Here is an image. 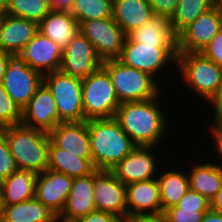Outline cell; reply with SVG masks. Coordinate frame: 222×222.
<instances>
[{"label": "cell", "instance_id": "6da1fadb", "mask_svg": "<svg viewBox=\"0 0 222 222\" xmlns=\"http://www.w3.org/2000/svg\"><path fill=\"white\" fill-rule=\"evenodd\" d=\"M150 100L124 102L119 105L114 118L136 146H154L164 136L166 118L156 104Z\"/></svg>", "mask_w": 222, "mask_h": 222}, {"label": "cell", "instance_id": "7a4b0ae2", "mask_svg": "<svg viewBox=\"0 0 222 222\" xmlns=\"http://www.w3.org/2000/svg\"><path fill=\"white\" fill-rule=\"evenodd\" d=\"M92 163L97 170H112L136 147L113 118L87 120Z\"/></svg>", "mask_w": 222, "mask_h": 222}, {"label": "cell", "instance_id": "3957f363", "mask_svg": "<svg viewBox=\"0 0 222 222\" xmlns=\"http://www.w3.org/2000/svg\"><path fill=\"white\" fill-rule=\"evenodd\" d=\"M9 144L18 169L39 174L47 169L49 134L22 124L0 128Z\"/></svg>", "mask_w": 222, "mask_h": 222}, {"label": "cell", "instance_id": "277c9868", "mask_svg": "<svg viewBox=\"0 0 222 222\" xmlns=\"http://www.w3.org/2000/svg\"><path fill=\"white\" fill-rule=\"evenodd\" d=\"M102 67L111 78L120 104L150 100L159 95L154 77L147 72L125 66L118 59L105 60Z\"/></svg>", "mask_w": 222, "mask_h": 222}, {"label": "cell", "instance_id": "5b68a950", "mask_svg": "<svg viewBox=\"0 0 222 222\" xmlns=\"http://www.w3.org/2000/svg\"><path fill=\"white\" fill-rule=\"evenodd\" d=\"M82 102L85 121L115 116L120 102L111 78L102 66L82 79Z\"/></svg>", "mask_w": 222, "mask_h": 222}, {"label": "cell", "instance_id": "8992f818", "mask_svg": "<svg viewBox=\"0 0 222 222\" xmlns=\"http://www.w3.org/2000/svg\"><path fill=\"white\" fill-rule=\"evenodd\" d=\"M43 83L51 91L61 122L85 121L82 102V79L56 70L43 75Z\"/></svg>", "mask_w": 222, "mask_h": 222}, {"label": "cell", "instance_id": "52a82bcc", "mask_svg": "<svg viewBox=\"0 0 222 222\" xmlns=\"http://www.w3.org/2000/svg\"><path fill=\"white\" fill-rule=\"evenodd\" d=\"M177 65L190 87L210 100L222 80V68L201 53H178Z\"/></svg>", "mask_w": 222, "mask_h": 222}, {"label": "cell", "instance_id": "ba28073f", "mask_svg": "<svg viewBox=\"0 0 222 222\" xmlns=\"http://www.w3.org/2000/svg\"><path fill=\"white\" fill-rule=\"evenodd\" d=\"M43 76L26 64L20 54H10L2 85L11 99L21 108L28 104Z\"/></svg>", "mask_w": 222, "mask_h": 222}, {"label": "cell", "instance_id": "9c48e42d", "mask_svg": "<svg viewBox=\"0 0 222 222\" xmlns=\"http://www.w3.org/2000/svg\"><path fill=\"white\" fill-rule=\"evenodd\" d=\"M79 32L93 44L102 62L118 59L127 37L112 17L82 21L79 23Z\"/></svg>", "mask_w": 222, "mask_h": 222}, {"label": "cell", "instance_id": "30bf717a", "mask_svg": "<svg viewBox=\"0 0 222 222\" xmlns=\"http://www.w3.org/2000/svg\"><path fill=\"white\" fill-rule=\"evenodd\" d=\"M177 56V48H158L156 45L134 42L126 37L118 60L125 66L155 77V73H158L162 66H167L168 61L177 62Z\"/></svg>", "mask_w": 222, "mask_h": 222}, {"label": "cell", "instance_id": "8fae6325", "mask_svg": "<svg viewBox=\"0 0 222 222\" xmlns=\"http://www.w3.org/2000/svg\"><path fill=\"white\" fill-rule=\"evenodd\" d=\"M222 29V10L213 6L177 35L178 53H200Z\"/></svg>", "mask_w": 222, "mask_h": 222}, {"label": "cell", "instance_id": "7c38bea8", "mask_svg": "<svg viewBox=\"0 0 222 222\" xmlns=\"http://www.w3.org/2000/svg\"><path fill=\"white\" fill-rule=\"evenodd\" d=\"M96 210L109 212L127 222L126 185L111 170L93 172Z\"/></svg>", "mask_w": 222, "mask_h": 222}, {"label": "cell", "instance_id": "4fadbf2b", "mask_svg": "<svg viewBox=\"0 0 222 222\" xmlns=\"http://www.w3.org/2000/svg\"><path fill=\"white\" fill-rule=\"evenodd\" d=\"M126 204L127 222L132 219L162 217L160 186L157 178L127 184Z\"/></svg>", "mask_w": 222, "mask_h": 222}, {"label": "cell", "instance_id": "5bb4252c", "mask_svg": "<svg viewBox=\"0 0 222 222\" xmlns=\"http://www.w3.org/2000/svg\"><path fill=\"white\" fill-rule=\"evenodd\" d=\"M102 66L93 44L78 32L63 49L60 70L70 76L86 78Z\"/></svg>", "mask_w": 222, "mask_h": 222}, {"label": "cell", "instance_id": "9a60e30c", "mask_svg": "<svg viewBox=\"0 0 222 222\" xmlns=\"http://www.w3.org/2000/svg\"><path fill=\"white\" fill-rule=\"evenodd\" d=\"M21 124L47 133L59 124L57 104L51 91L43 82L22 109Z\"/></svg>", "mask_w": 222, "mask_h": 222}, {"label": "cell", "instance_id": "2e32d148", "mask_svg": "<svg viewBox=\"0 0 222 222\" xmlns=\"http://www.w3.org/2000/svg\"><path fill=\"white\" fill-rule=\"evenodd\" d=\"M73 178L64 173L46 169L36 176L35 197L59 216L71 191Z\"/></svg>", "mask_w": 222, "mask_h": 222}, {"label": "cell", "instance_id": "e0dca14e", "mask_svg": "<svg viewBox=\"0 0 222 222\" xmlns=\"http://www.w3.org/2000/svg\"><path fill=\"white\" fill-rule=\"evenodd\" d=\"M63 49L38 32L19 53L42 76L60 70Z\"/></svg>", "mask_w": 222, "mask_h": 222}, {"label": "cell", "instance_id": "ac0fdd59", "mask_svg": "<svg viewBox=\"0 0 222 222\" xmlns=\"http://www.w3.org/2000/svg\"><path fill=\"white\" fill-rule=\"evenodd\" d=\"M50 141L59 148L82 159H92L87 121L61 122L48 133Z\"/></svg>", "mask_w": 222, "mask_h": 222}, {"label": "cell", "instance_id": "d6986e66", "mask_svg": "<svg viewBox=\"0 0 222 222\" xmlns=\"http://www.w3.org/2000/svg\"><path fill=\"white\" fill-rule=\"evenodd\" d=\"M150 149L152 150V146H136L111 170L115 177L125 185L153 179L157 166H155V155Z\"/></svg>", "mask_w": 222, "mask_h": 222}, {"label": "cell", "instance_id": "ffe728a7", "mask_svg": "<svg viewBox=\"0 0 222 222\" xmlns=\"http://www.w3.org/2000/svg\"><path fill=\"white\" fill-rule=\"evenodd\" d=\"M94 210L96 208L93 173L84 177L73 178L71 191L62 213L58 216V221L77 222Z\"/></svg>", "mask_w": 222, "mask_h": 222}, {"label": "cell", "instance_id": "44dd1931", "mask_svg": "<svg viewBox=\"0 0 222 222\" xmlns=\"http://www.w3.org/2000/svg\"><path fill=\"white\" fill-rule=\"evenodd\" d=\"M37 33V22L5 14L0 18V49L19 54Z\"/></svg>", "mask_w": 222, "mask_h": 222}, {"label": "cell", "instance_id": "7402d4cb", "mask_svg": "<svg viewBox=\"0 0 222 222\" xmlns=\"http://www.w3.org/2000/svg\"><path fill=\"white\" fill-rule=\"evenodd\" d=\"M127 37L131 41L156 45L158 48H177V35L172 31L169 18L156 14Z\"/></svg>", "mask_w": 222, "mask_h": 222}, {"label": "cell", "instance_id": "603a6c76", "mask_svg": "<svg viewBox=\"0 0 222 222\" xmlns=\"http://www.w3.org/2000/svg\"><path fill=\"white\" fill-rule=\"evenodd\" d=\"M153 15L148 0H113L112 18L126 35L143 26Z\"/></svg>", "mask_w": 222, "mask_h": 222}, {"label": "cell", "instance_id": "cb8c5ba5", "mask_svg": "<svg viewBox=\"0 0 222 222\" xmlns=\"http://www.w3.org/2000/svg\"><path fill=\"white\" fill-rule=\"evenodd\" d=\"M38 32L64 49L79 32V24L71 12L51 10L38 24Z\"/></svg>", "mask_w": 222, "mask_h": 222}, {"label": "cell", "instance_id": "d4e9b609", "mask_svg": "<svg viewBox=\"0 0 222 222\" xmlns=\"http://www.w3.org/2000/svg\"><path fill=\"white\" fill-rule=\"evenodd\" d=\"M37 174L32 171L17 169L11 176L3 180V206H10L35 197Z\"/></svg>", "mask_w": 222, "mask_h": 222}, {"label": "cell", "instance_id": "484cf974", "mask_svg": "<svg viewBox=\"0 0 222 222\" xmlns=\"http://www.w3.org/2000/svg\"><path fill=\"white\" fill-rule=\"evenodd\" d=\"M47 169L64 173L71 178L84 177L96 170L92 159L77 158L64 149L56 147L51 141Z\"/></svg>", "mask_w": 222, "mask_h": 222}, {"label": "cell", "instance_id": "4316f807", "mask_svg": "<svg viewBox=\"0 0 222 222\" xmlns=\"http://www.w3.org/2000/svg\"><path fill=\"white\" fill-rule=\"evenodd\" d=\"M2 222H59L58 216L36 197L10 206H3Z\"/></svg>", "mask_w": 222, "mask_h": 222}, {"label": "cell", "instance_id": "83f0119b", "mask_svg": "<svg viewBox=\"0 0 222 222\" xmlns=\"http://www.w3.org/2000/svg\"><path fill=\"white\" fill-rule=\"evenodd\" d=\"M191 170L188 174L189 188L211 202L222 185V166L205 163L198 164Z\"/></svg>", "mask_w": 222, "mask_h": 222}, {"label": "cell", "instance_id": "f1b7e54d", "mask_svg": "<svg viewBox=\"0 0 222 222\" xmlns=\"http://www.w3.org/2000/svg\"><path fill=\"white\" fill-rule=\"evenodd\" d=\"M186 173L177 170H169L164 172L157 178L160 186V196L163 212L173 207L184 196L189 189V180Z\"/></svg>", "mask_w": 222, "mask_h": 222}, {"label": "cell", "instance_id": "f546056e", "mask_svg": "<svg viewBox=\"0 0 222 222\" xmlns=\"http://www.w3.org/2000/svg\"><path fill=\"white\" fill-rule=\"evenodd\" d=\"M213 6L212 0H179L175 13L169 19L172 31L178 35L199 15Z\"/></svg>", "mask_w": 222, "mask_h": 222}, {"label": "cell", "instance_id": "4dcf8cb0", "mask_svg": "<svg viewBox=\"0 0 222 222\" xmlns=\"http://www.w3.org/2000/svg\"><path fill=\"white\" fill-rule=\"evenodd\" d=\"M44 0H7L6 14L32 20L38 24L51 12Z\"/></svg>", "mask_w": 222, "mask_h": 222}, {"label": "cell", "instance_id": "1f68e13d", "mask_svg": "<svg viewBox=\"0 0 222 222\" xmlns=\"http://www.w3.org/2000/svg\"><path fill=\"white\" fill-rule=\"evenodd\" d=\"M113 0H74L71 13L82 21L112 17Z\"/></svg>", "mask_w": 222, "mask_h": 222}, {"label": "cell", "instance_id": "d6a6232c", "mask_svg": "<svg viewBox=\"0 0 222 222\" xmlns=\"http://www.w3.org/2000/svg\"><path fill=\"white\" fill-rule=\"evenodd\" d=\"M22 110L0 84V128L21 124Z\"/></svg>", "mask_w": 222, "mask_h": 222}, {"label": "cell", "instance_id": "836d02e7", "mask_svg": "<svg viewBox=\"0 0 222 222\" xmlns=\"http://www.w3.org/2000/svg\"><path fill=\"white\" fill-rule=\"evenodd\" d=\"M209 209H183L170 207L165 210L162 219L165 222H201L203 215Z\"/></svg>", "mask_w": 222, "mask_h": 222}, {"label": "cell", "instance_id": "e575fe53", "mask_svg": "<svg viewBox=\"0 0 222 222\" xmlns=\"http://www.w3.org/2000/svg\"><path fill=\"white\" fill-rule=\"evenodd\" d=\"M17 165L13 158L9 144L5 136L0 132V179L4 180L11 176L16 170Z\"/></svg>", "mask_w": 222, "mask_h": 222}, {"label": "cell", "instance_id": "d590c367", "mask_svg": "<svg viewBox=\"0 0 222 222\" xmlns=\"http://www.w3.org/2000/svg\"><path fill=\"white\" fill-rule=\"evenodd\" d=\"M173 207L183 209H210V201L192 189H188L184 196Z\"/></svg>", "mask_w": 222, "mask_h": 222}, {"label": "cell", "instance_id": "8d00e7d4", "mask_svg": "<svg viewBox=\"0 0 222 222\" xmlns=\"http://www.w3.org/2000/svg\"><path fill=\"white\" fill-rule=\"evenodd\" d=\"M204 57L214 61L222 68V29L200 52Z\"/></svg>", "mask_w": 222, "mask_h": 222}, {"label": "cell", "instance_id": "74e56055", "mask_svg": "<svg viewBox=\"0 0 222 222\" xmlns=\"http://www.w3.org/2000/svg\"><path fill=\"white\" fill-rule=\"evenodd\" d=\"M179 0H148L153 14L171 18L175 13Z\"/></svg>", "mask_w": 222, "mask_h": 222}, {"label": "cell", "instance_id": "f35d334b", "mask_svg": "<svg viewBox=\"0 0 222 222\" xmlns=\"http://www.w3.org/2000/svg\"><path fill=\"white\" fill-rule=\"evenodd\" d=\"M77 222H123L120 218L109 212L94 210Z\"/></svg>", "mask_w": 222, "mask_h": 222}, {"label": "cell", "instance_id": "ab89813d", "mask_svg": "<svg viewBox=\"0 0 222 222\" xmlns=\"http://www.w3.org/2000/svg\"><path fill=\"white\" fill-rule=\"evenodd\" d=\"M212 134L214 135L215 140V151L219 153L218 155L222 158V130H219L214 124L211 127Z\"/></svg>", "mask_w": 222, "mask_h": 222}, {"label": "cell", "instance_id": "60d3db41", "mask_svg": "<svg viewBox=\"0 0 222 222\" xmlns=\"http://www.w3.org/2000/svg\"><path fill=\"white\" fill-rule=\"evenodd\" d=\"M209 101H211V103L214 105V114H216L222 108V80L215 94L211 97Z\"/></svg>", "mask_w": 222, "mask_h": 222}, {"label": "cell", "instance_id": "b9f144b4", "mask_svg": "<svg viewBox=\"0 0 222 222\" xmlns=\"http://www.w3.org/2000/svg\"><path fill=\"white\" fill-rule=\"evenodd\" d=\"M210 209L214 210L215 212L222 213V185L215 197L210 202Z\"/></svg>", "mask_w": 222, "mask_h": 222}, {"label": "cell", "instance_id": "7bdbcfd3", "mask_svg": "<svg viewBox=\"0 0 222 222\" xmlns=\"http://www.w3.org/2000/svg\"><path fill=\"white\" fill-rule=\"evenodd\" d=\"M201 222H222V213L209 209L204 213Z\"/></svg>", "mask_w": 222, "mask_h": 222}, {"label": "cell", "instance_id": "ee69618b", "mask_svg": "<svg viewBox=\"0 0 222 222\" xmlns=\"http://www.w3.org/2000/svg\"><path fill=\"white\" fill-rule=\"evenodd\" d=\"M10 53L5 52L0 49V84L2 83L7 65H8V58Z\"/></svg>", "mask_w": 222, "mask_h": 222}, {"label": "cell", "instance_id": "f6af8a7d", "mask_svg": "<svg viewBox=\"0 0 222 222\" xmlns=\"http://www.w3.org/2000/svg\"><path fill=\"white\" fill-rule=\"evenodd\" d=\"M74 0H55V10L71 12Z\"/></svg>", "mask_w": 222, "mask_h": 222}, {"label": "cell", "instance_id": "bcb514c9", "mask_svg": "<svg viewBox=\"0 0 222 222\" xmlns=\"http://www.w3.org/2000/svg\"><path fill=\"white\" fill-rule=\"evenodd\" d=\"M214 125L219 129L222 130V108L215 114L214 116Z\"/></svg>", "mask_w": 222, "mask_h": 222}, {"label": "cell", "instance_id": "7dc6e473", "mask_svg": "<svg viewBox=\"0 0 222 222\" xmlns=\"http://www.w3.org/2000/svg\"><path fill=\"white\" fill-rule=\"evenodd\" d=\"M128 222H165L161 217L160 218H139V219H132Z\"/></svg>", "mask_w": 222, "mask_h": 222}, {"label": "cell", "instance_id": "c3c4849f", "mask_svg": "<svg viewBox=\"0 0 222 222\" xmlns=\"http://www.w3.org/2000/svg\"><path fill=\"white\" fill-rule=\"evenodd\" d=\"M7 0H0V18L6 14Z\"/></svg>", "mask_w": 222, "mask_h": 222}, {"label": "cell", "instance_id": "681fc988", "mask_svg": "<svg viewBox=\"0 0 222 222\" xmlns=\"http://www.w3.org/2000/svg\"><path fill=\"white\" fill-rule=\"evenodd\" d=\"M212 1L215 7H218L219 9L222 10V0H212Z\"/></svg>", "mask_w": 222, "mask_h": 222}, {"label": "cell", "instance_id": "f907efd6", "mask_svg": "<svg viewBox=\"0 0 222 222\" xmlns=\"http://www.w3.org/2000/svg\"><path fill=\"white\" fill-rule=\"evenodd\" d=\"M48 5L51 6L52 10H55V0H44Z\"/></svg>", "mask_w": 222, "mask_h": 222}, {"label": "cell", "instance_id": "816d5d0a", "mask_svg": "<svg viewBox=\"0 0 222 222\" xmlns=\"http://www.w3.org/2000/svg\"><path fill=\"white\" fill-rule=\"evenodd\" d=\"M3 220V204L0 200V222H2Z\"/></svg>", "mask_w": 222, "mask_h": 222}, {"label": "cell", "instance_id": "f5cc1de1", "mask_svg": "<svg viewBox=\"0 0 222 222\" xmlns=\"http://www.w3.org/2000/svg\"><path fill=\"white\" fill-rule=\"evenodd\" d=\"M3 180L0 179V200L2 198Z\"/></svg>", "mask_w": 222, "mask_h": 222}]
</instances>
